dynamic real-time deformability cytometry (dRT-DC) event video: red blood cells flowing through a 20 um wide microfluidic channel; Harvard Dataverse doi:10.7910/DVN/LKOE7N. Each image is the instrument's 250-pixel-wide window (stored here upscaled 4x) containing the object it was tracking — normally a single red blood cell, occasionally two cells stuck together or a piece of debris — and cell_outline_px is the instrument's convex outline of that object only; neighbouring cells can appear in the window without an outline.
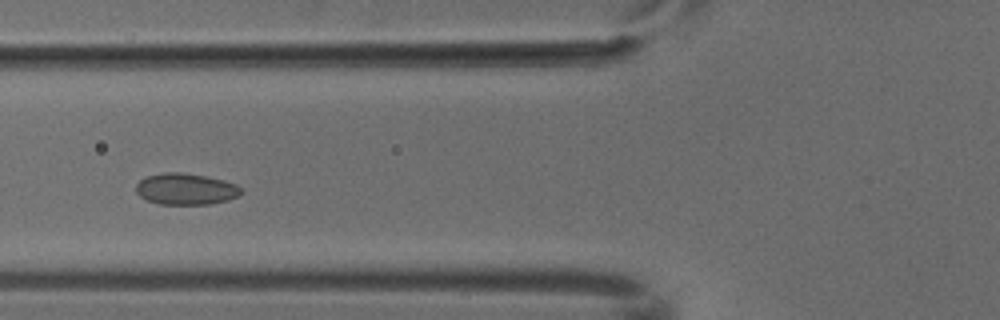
{"species": "common noctule bat (a hibernating species)", "species_latin": "Nyctalus noctula", "temperature_condition": "cold", "stored_images_in_passage": 4, "camera_frame_rate_fps": 3000, "um_per_image_px": 0.085, "animal": {"sex": "male", "body_mass_g": 18.8}, "frame": {"image": 1, "passage_image": 4, "time_ms": 1.0, "image_size_px": [1000, 320], "cell_outline_px": [[244, 192], [240, 196], [228, 200], [212, 204], [160, 204], [148, 200], [140, 196], [136, 192], [136, 184], [140, 180], [148, 176], [164, 172], [184, 172], [224, 180], [236, 184]], "centroid_in_image_um": [15.82, 16.07], "position_along_channel_um": 110.0, "area_um2": 19.31}}